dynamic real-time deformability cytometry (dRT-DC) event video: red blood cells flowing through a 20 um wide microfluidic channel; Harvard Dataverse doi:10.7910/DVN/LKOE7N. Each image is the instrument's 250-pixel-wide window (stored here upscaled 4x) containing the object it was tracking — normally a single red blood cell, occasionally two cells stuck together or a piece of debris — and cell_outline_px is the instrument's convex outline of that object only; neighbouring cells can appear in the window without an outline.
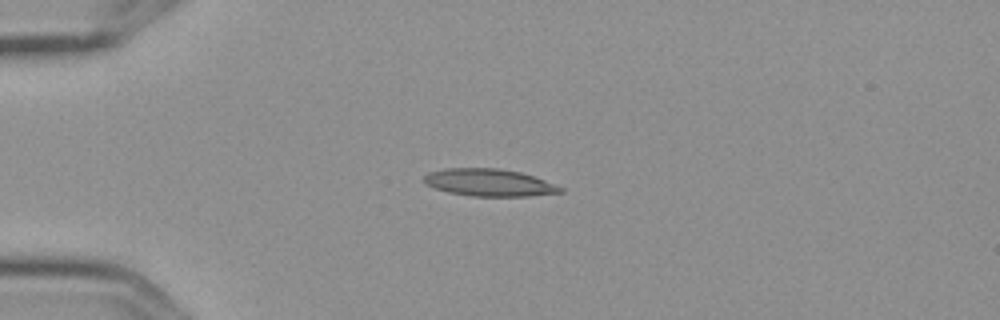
{"species": "Egyptian fruit bat (a non-hibernating species)", "species_latin": "Rousettus aegyptiacus", "temperature_condition": "cold", "stored_images_in_passage": 4, "camera_frame_rate_fps": 3000, "um_per_image_px": 0.085, "frame": {"image": 1, "passage_image": 3, "time_ms": 0.667, "image_size_px": [1000, 320], "cell_outline_px": [[564, 192], [528, 196], [472, 196], [448, 192], [424, 184], [420, 180], [428, 172], [444, 168], [496, 168], [520, 172], [544, 180], [564, 188]], "centroid_in_image_um": [41.53, 15.51], "position_along_channel_um": 43.5, "area_um2": 21.73}}